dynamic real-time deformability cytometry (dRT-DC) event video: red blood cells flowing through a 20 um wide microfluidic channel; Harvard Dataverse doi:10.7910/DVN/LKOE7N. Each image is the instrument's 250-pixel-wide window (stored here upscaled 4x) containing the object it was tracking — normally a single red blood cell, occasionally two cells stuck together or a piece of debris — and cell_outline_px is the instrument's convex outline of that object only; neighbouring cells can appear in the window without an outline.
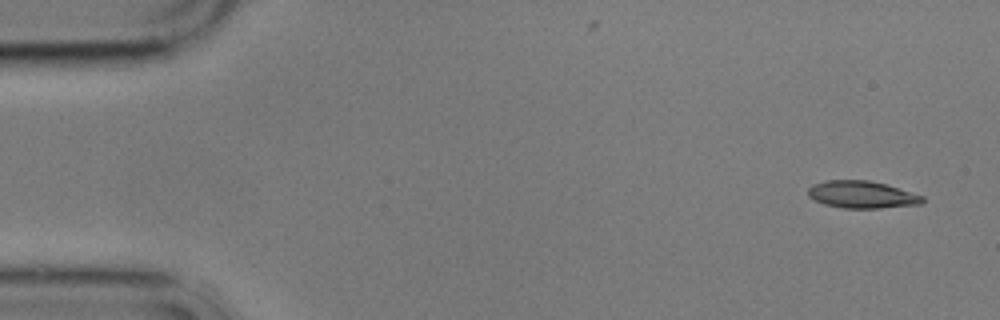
{"species": "common noctule bat (a hibernating species)", "species_latin": "Nyctalus noctula", "temperature_condition": "cold", "stored_images_in_passage": 5, "camera_frame_rate_fps": 3000, "um_per_image_px": 0.085, "animal": {"sex": "male", "body_mass_g": 17.9}, "frame": {"image": 1, "passage_image": 1, "time_ms": 0.0, "image_size_px": [1000, 320], "cell_outline_px": [[924, 200], [920, 204], [880, 208], [844, 208], [824, 204], [808, 196], [808, 188], [812, 184], [828, 180], [868, 180], [884, 184], [924, 196]], "centroid_in_image_um": [73.24, 16.54], "position_along_channel_um": 11.8, "area_um2": 17.98}}